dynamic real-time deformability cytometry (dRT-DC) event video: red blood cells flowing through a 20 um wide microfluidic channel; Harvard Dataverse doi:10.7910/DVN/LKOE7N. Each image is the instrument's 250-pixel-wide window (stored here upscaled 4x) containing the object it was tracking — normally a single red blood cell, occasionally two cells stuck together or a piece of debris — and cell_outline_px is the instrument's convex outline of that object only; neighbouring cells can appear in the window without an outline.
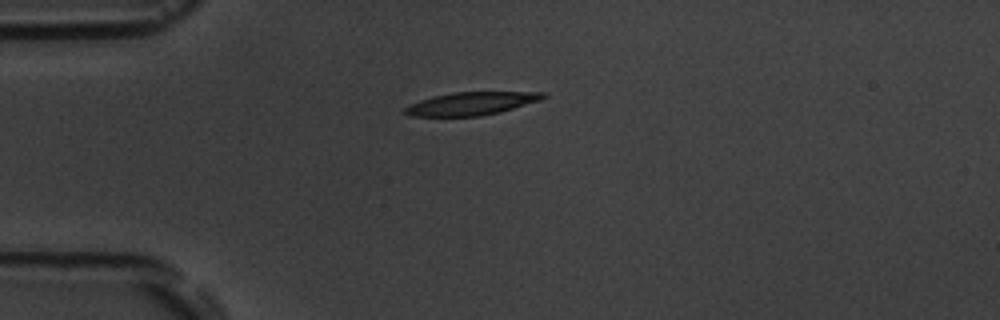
{"species": "common noctule bat (a hibernating species)", "species_latin": "Nyctalus noctula", "temperature_condition": "room temperature", "stored_images_in_passage": 5, "camera_frame_rate_fps": 3000, "um_per_image_px": 0.085, "animal": {"sex": "male", "body_mass_g": 19.5, "forearm_length_mm": 54.6}, "frame": {"image": 1, "passage_image": 1, "time_ms": 0.0, "image_size_px": [1000, 320], "cell_outline_px": [[548, 96], [540, 100], [500, 112], [480, 116], [408, 116], [404, 112], [404, 108], [408, 104], [432, 96], [452, 92], [544, 92]], "centroid_in_image_um": [40.02, 8.8], "position_along_channel_um": 45.0, "area_um2": 18.55}}
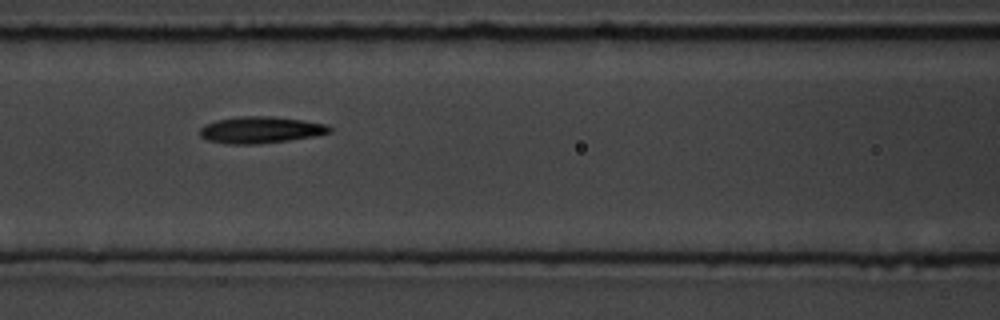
{"frame": {"image": 2, "passage_image": 4, "time_ms": 3.333, "image_size_px": [1000, 320], "cell_outline_px": [[332, 132], [316, 136], [288, 140], [256, 144], [228, 144], [208, 140], [200, 136], [200, 128], [204, 124], [216, 120], [240, 116], [268, 116], [300, 120], [324, 124], [332, 128]], "centroid_in_image_um": [22.12, 11.04], "position_along_channel_um": 144.5, "area_um2": 20.0}}
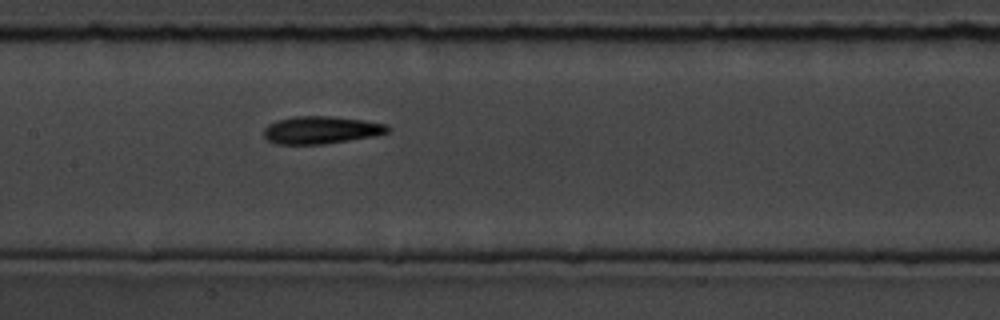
{"frame": {"image": 3, "passage_image": 5, "time_ms": 4.333, "image_size_px": [1000, 320], "cell_outline_px": [[392, 128], [388, 132], [376, 136], [324, 144], [276, 144], [268, 140], [264, 136], [264, 128], [268, 124], [276, 120], [292, 116], [332, 116], [364, 120], [388, 124]], "centroid_in_image_um": [27.32, 11.04], "position_along_channel_um": 180.1, "area_um2": 20.17}}